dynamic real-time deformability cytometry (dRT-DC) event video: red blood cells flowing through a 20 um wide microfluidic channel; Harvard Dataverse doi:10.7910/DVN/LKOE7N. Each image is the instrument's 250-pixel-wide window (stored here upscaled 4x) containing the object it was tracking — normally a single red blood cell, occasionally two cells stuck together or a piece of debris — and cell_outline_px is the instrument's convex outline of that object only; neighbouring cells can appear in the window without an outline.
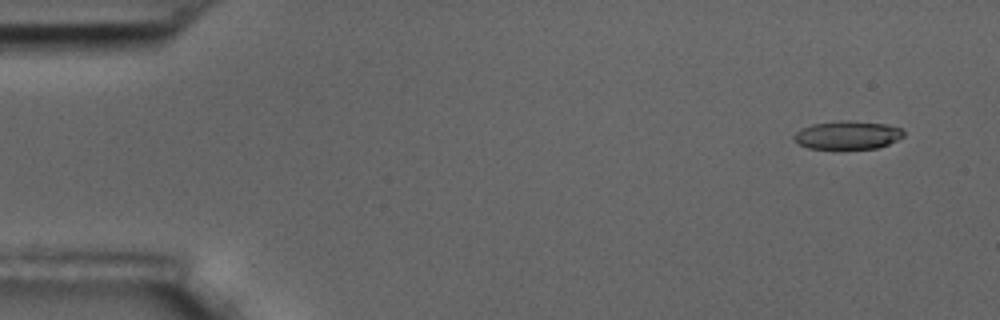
{"species": "common noctule bat (a hibernating species)", "species_latin": "Nyctalus noctula", "temperature_condition": "room temperature", "stored_images_in_passage": 6, "camera_frame_rate_fps": 3000, "um_per_image_px": 0.085, "animal": {"sex": "male", "body_mass_g": 17.5, "forearm_length_mm": 52.3}, "frame": {"image": 1, "passage_image": 1, "time_ms": 0.0, "image_size_px": [1000, 320], "cell_outline_px": [[904, 136], [888, 144], [876, 148], [808, 148], [800, 144], [792, 136], [800, 128], [812, 124], [840, 120], [848, 120], [888, 124], [900, 128], [904, 132]], "centroid_in_image_um": [72.04, 11.46], "position_along_channel_um": 13.0, "area_um2": 17.98}}
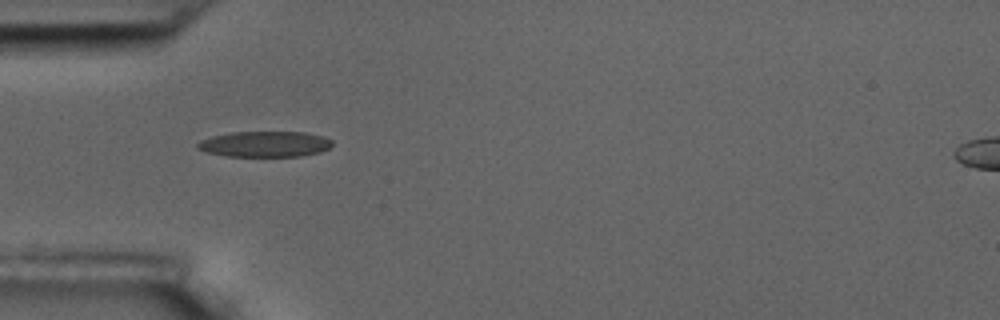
{"frame": {"image": 2, "passage_image": 5, "time_ms": 1.333, "image_size_px": [1000, 320], "cell_outline_px": [[332, 144], [328, 148], [320, 152], [300, 156], [224, 156], [208, 152], [196, 148], [196, 144], [200, 140], [212, 136], [232, 132], [304, 132], [324, 136], [332, 140]], "centroid_in_image_um": [22.5, 12.24], "position_along_channel_um": 62.5, "area_um2": 20.17}}